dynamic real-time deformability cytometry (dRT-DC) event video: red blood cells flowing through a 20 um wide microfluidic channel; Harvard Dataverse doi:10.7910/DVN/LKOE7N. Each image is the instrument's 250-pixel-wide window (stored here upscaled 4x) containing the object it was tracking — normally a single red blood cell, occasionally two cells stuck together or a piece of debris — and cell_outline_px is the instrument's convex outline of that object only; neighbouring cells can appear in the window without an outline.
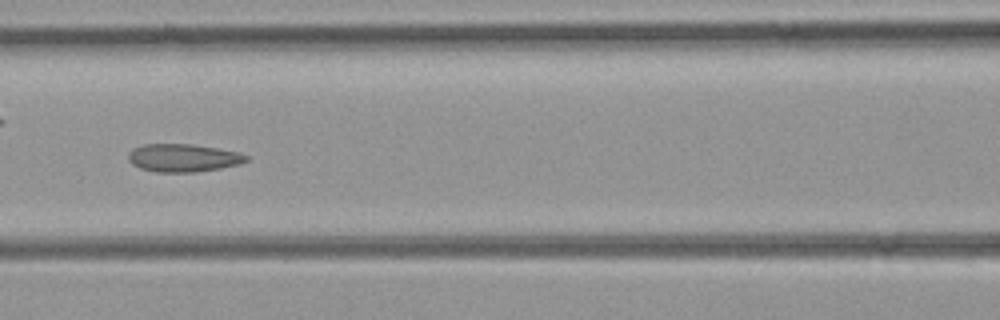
{"species": "common noctule bat (a hibernating species)", "species_latin": "Nyctalus noctula", "temperature_condition": "room temperature", "stored_images_in_passage": 51, "camera_frame_rate_fps": 3000, "um_per_image_px": 0.085, "animal": {"sex": "female", "body_mass_g": 21.9}, "frame": {"image": 1, "passage_image": 22, "time_ms": 7.0, "image_size_px": [1000, 320], "cell_outline_px": [[248, 160], [240, 164], [220, 168], [196, 172], [156, 172], [140, 168], [132, 164], [128, 160], [128, 152], [132, 148], [144, 144], [188, 144], [216, 148], [240, 152], [248, 156]], "centroid_in_image_um": [15.55, 13.42], "position_along_channel_um": 151.0, "area_um2": 19.25}}